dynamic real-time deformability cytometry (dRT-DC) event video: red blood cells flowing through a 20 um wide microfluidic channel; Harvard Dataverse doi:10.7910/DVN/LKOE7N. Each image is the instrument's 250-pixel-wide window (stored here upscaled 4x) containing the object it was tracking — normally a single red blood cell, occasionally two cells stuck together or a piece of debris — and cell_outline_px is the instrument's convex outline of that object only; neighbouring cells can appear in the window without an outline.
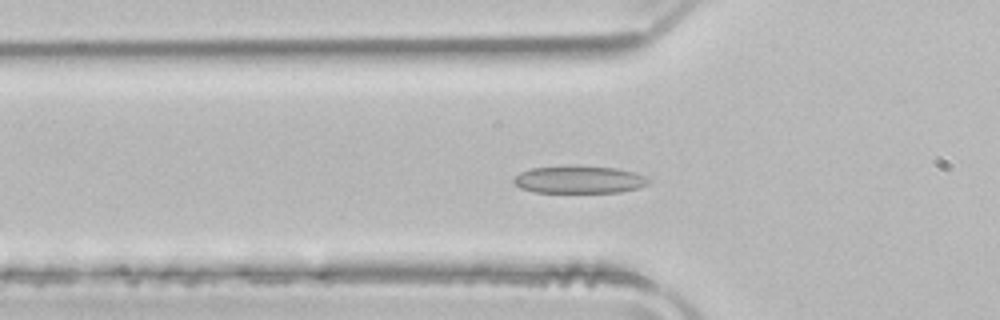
{"species": "common noctule bat (a hibernating species)", "species_latin": "Nyctalus noctula", "temperature_condition": "room temperature", "stored_images_in_passage": 42, "camera_frame_rate_fps": 3000, "um_per_image_px": 0.085, "animal": {"sex": "male", "body_mass_g": 21.5, "forearm_length_mm": 52.0}, "frame": {"image": 1, "passage_image": 11, "time_ms": 3.333, "image_size_px": [1000, 320], "cell_outline_px": [[652, 180], [648, 184], [636, 188], [620, 192], [532, 192], [520, 188], [512, 180], [520, 172], [532, 168], [568, 164], [616, 168], [648, 176]], "centroid_in_image_um": [49.22, 15.24], "position_along_channel_um": 76.6, "area_um2": 21.96}}
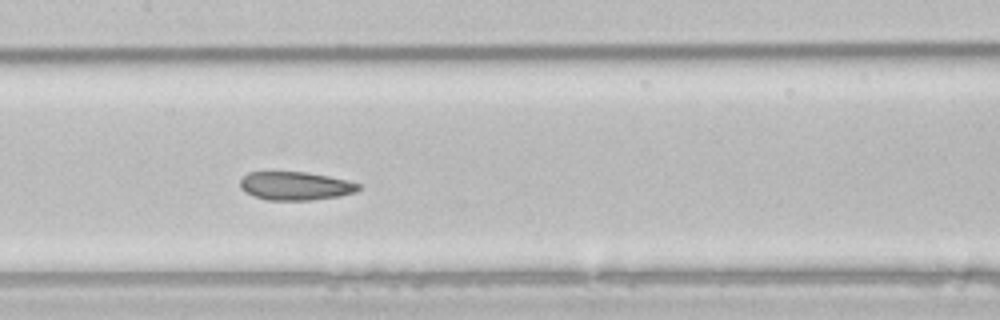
{"frame": {"image": 2, "passage_image": 19, "time_ms": 6.0, "image_size_px": [1000, 320], "cell_outline_px": [[360, 188], [356, 192], [340, 196], [312, 200], [268, 200], [244, 192], [240, 188], [240, 180], [248, 172], [304, 172], [328, 176], [348, 180], [360, 184]], "centroid_in_image_um": [25.12, 15.8], "position_along_channel_um": 182.3, "area_um2": 19.59}}
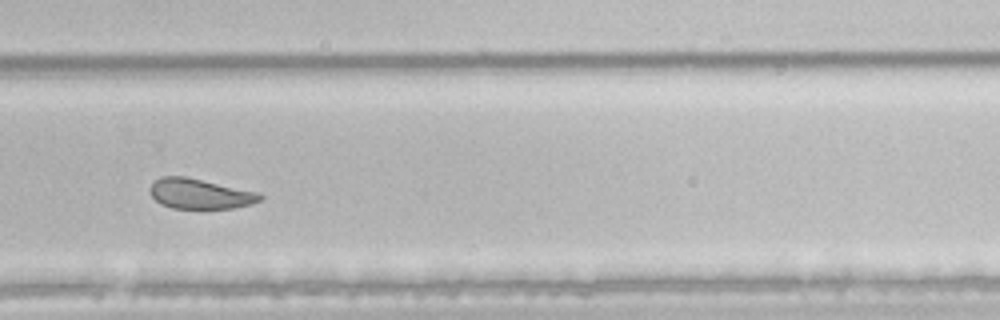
{"frame": {"image": 3, "passage_image": 29, "time_ms": 9.333, "image_size_px": [1000, 320], "cell_outline_px": [[264, 196], [260, 200], [252, 204], [232, 208], [172, 208], [156, 200], [148, 192], [148, 188], [156, 180], [164, 176], [184, 176], [260, 192]], "centroid_in_image_um": [17.02, 16.46], "position_along_channel_um": 312.8, "area_um2": 19.25}, "authors_computed_cell_mechanics": {"area_um2": 21.7617, "velocity_mm_per_s": 3.9368, "shape_relaxation_time_tau1_ms": null, "shape_relaxation_time_tau2_ms": 1.5037, "deformation_change_tau1": null, "deformation_change_tau2": 0.0629}}